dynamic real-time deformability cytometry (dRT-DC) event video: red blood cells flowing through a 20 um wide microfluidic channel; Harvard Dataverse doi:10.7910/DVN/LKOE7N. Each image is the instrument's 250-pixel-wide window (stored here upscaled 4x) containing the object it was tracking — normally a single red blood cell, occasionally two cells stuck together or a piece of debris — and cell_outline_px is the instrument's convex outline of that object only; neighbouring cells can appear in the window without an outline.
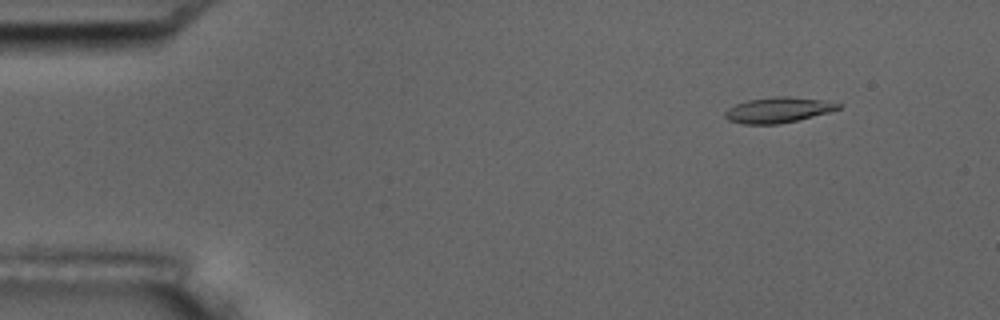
{"species": "common noctule bat (a hibernating species)", "species_latin": "Nyctalus noctula", "temperature_condition": "room temperature", "stored_images_in_passage": 5, "camera_frame_rate_fps": 3000, "um_per_image_px": 0.085, "animal": {"sex": "male", "body_mass_g": 17.5, "forearm_length_mm": 52.3}, "frame": {"image": 1, "passage_image": 2, "time_ms": 1.333, "image_size_px": [1000, 320], "cell_outline_px": [[844, 104], [840, 108], [828, 112], [780, 124], [744, 124], [728, 120], [724, 116], [724, 112], [728, 108], [736, 104], [748, 100], [772, 96], [788, 96], [820, 100]], "centroid_in_image_um": [66.11, 9.34], "position_along_channel_um": 18.9, "area_um2": 16.7}}
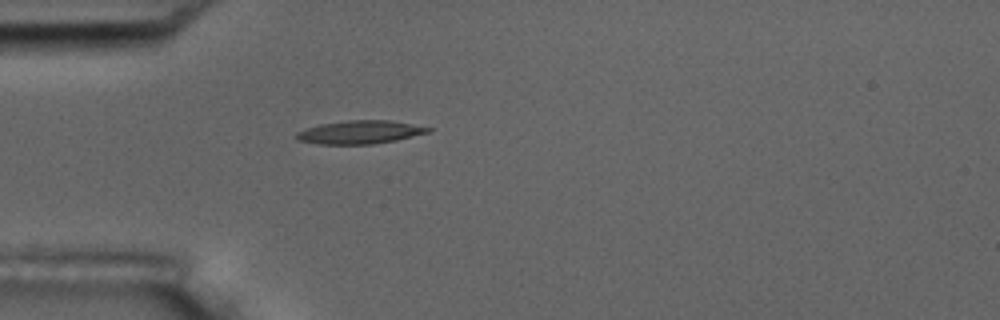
{"frame": {"image": 2, "passage_image": 5, "time_ms": 4.667, "image_size_px": [1000, 320], "cell_outline_px": [[432, 128], [428, 132], [396, 140], [372, 144], [320, 144], [300, 140], [296, 136], [296, 132], [320, 124], [348, 120], [388, 120]], "centroid_in_image_um": [30.58, 11.23], "position_along_channel_um": 54.4, "area_um2": 17.46}}